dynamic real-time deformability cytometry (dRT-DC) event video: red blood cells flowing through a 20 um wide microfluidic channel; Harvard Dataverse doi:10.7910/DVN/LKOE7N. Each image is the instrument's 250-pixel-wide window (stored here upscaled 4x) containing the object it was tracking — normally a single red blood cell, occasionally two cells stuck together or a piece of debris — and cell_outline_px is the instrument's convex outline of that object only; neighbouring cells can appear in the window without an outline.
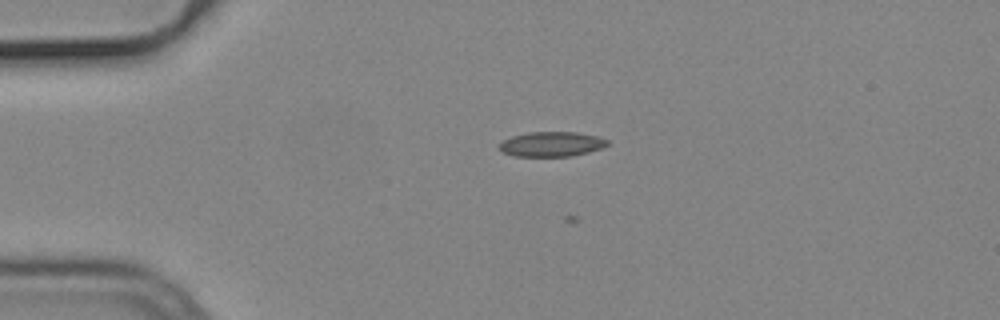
{"species": "common noctule bat (a hibernating species)", "species_latin": "Nyctalus noctula", "temperature_condition": "cold", "stored_images_in_passage": 28, "camera_frame_rate_fps": 3000, "um_per_image_px": 0.085, "animal": {"sex": "male", "body_mass_g": 19.2, "forearm_length_mm": 51.8}, "frame": {"image": 1, "passage_image": 8, "time_ms": 2.333, "image_size_px": [1000, 320], "cell_outline_px": [[608, 144], [600, 148], [588, 152], [572, 156], [516, 156], [504, 152], [500, 148], [500, 144], [504, 140], [512, 136], [528, 132], [576, 132], [596, 136], [608, 140]], "centroid_in_image_um": [46.89, 12.24], "position_along_channel_um": 38.1, "area_um2": 15.37}}
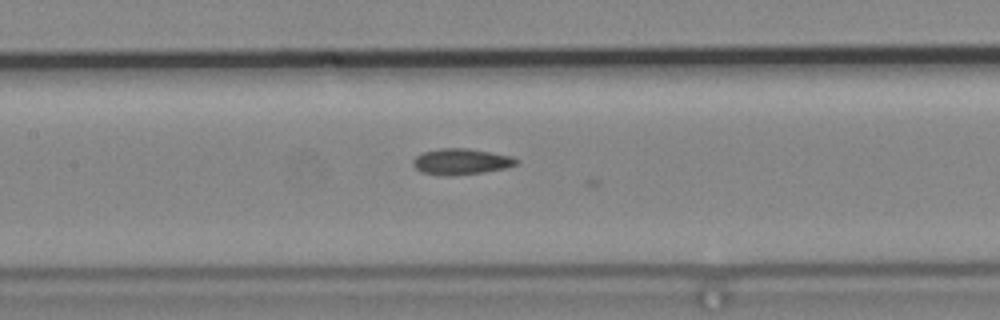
{"frame": {"image": 2, "passage_image": 21, "time_ms": 6.667, "image_size_px": [1000, 320], "cell_outline_px": [[520, 160], [516, 164], [504, 168], [484, 172], [452, 176], [444, 176], [420, 172], [412, 164], [412, 160], [416, 156], [424, 152], [440, 148], [468, 148], [512, 156]], "centroid_in_image_um": [39.17, 13.74], "position_along_channel_um": 168.2, "area_um2": 15.72}}
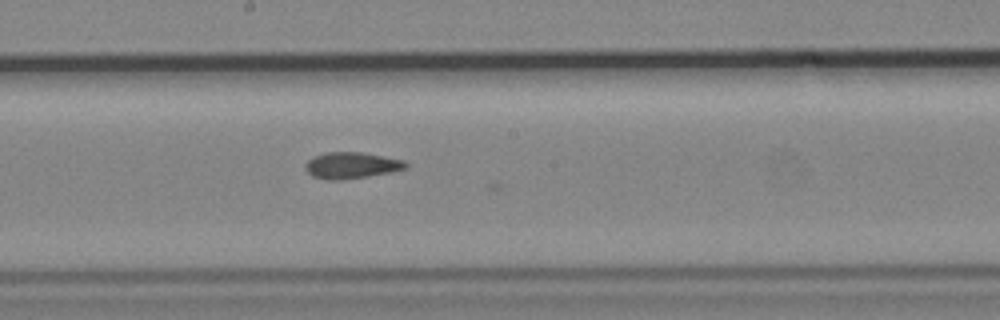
{"frame": {"image": 3, "passage_image": 25, "time_ms": 8.0, "image_size_px": [1000, 320], "cell_outline_px": [[408, 168], [368, 176], [340, 180], [328, 180], [312, 176], [304, 168], [304, 164], [312, 156], [324, 152], [360, 152], [404, 160], [408, 164]], "centroid_in_image_um": [29.83, 14.05], "position_along_channel_um": 218.4, "area_um2": 15.43}}